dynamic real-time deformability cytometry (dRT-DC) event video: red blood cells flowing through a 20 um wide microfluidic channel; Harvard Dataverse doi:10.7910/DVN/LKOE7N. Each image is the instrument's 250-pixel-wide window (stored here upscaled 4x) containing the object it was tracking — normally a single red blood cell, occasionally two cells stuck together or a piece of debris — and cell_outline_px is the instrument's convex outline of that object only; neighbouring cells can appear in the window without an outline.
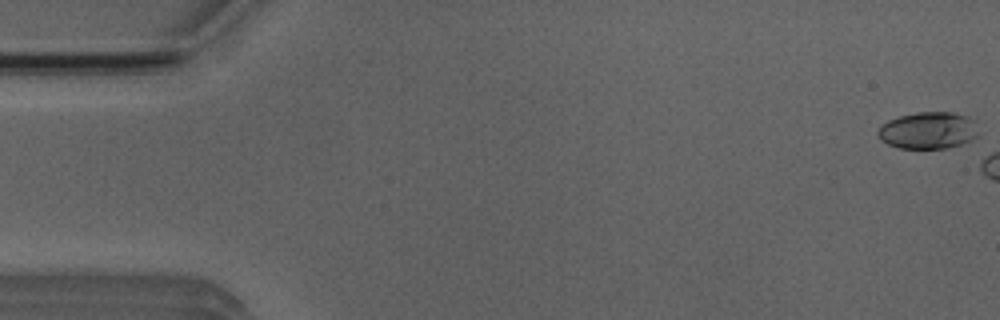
{"species": "Egyptian fruit bat (a non-hibernating species)", "species_latin": "Rousettus aegyptiacus", "temperature_condition": "room temperature", "stored_images_in_passage": 5, "camera_frame_rate_fps": 3000, "um_per_image_px": 0.085, "animal": {"sex": "male"}, "frame": {"image": 1, "passage_image": 1, "time_ms": 0.0, "image_size_px": [1000, 320], "cell_outline_px": [[980, 136], [972, 140], [960, 144], [944, 148], [900, 148], [888, 144], [880, 140], [876, 136], [876, 132], [888, 120], [900, 116], [916, 112], [952, 112], [976, 116]], "centroid_in_image_um": [78.99, 11.06], "position_along_channel_um": 6.0, "area_um2": 22.2}}